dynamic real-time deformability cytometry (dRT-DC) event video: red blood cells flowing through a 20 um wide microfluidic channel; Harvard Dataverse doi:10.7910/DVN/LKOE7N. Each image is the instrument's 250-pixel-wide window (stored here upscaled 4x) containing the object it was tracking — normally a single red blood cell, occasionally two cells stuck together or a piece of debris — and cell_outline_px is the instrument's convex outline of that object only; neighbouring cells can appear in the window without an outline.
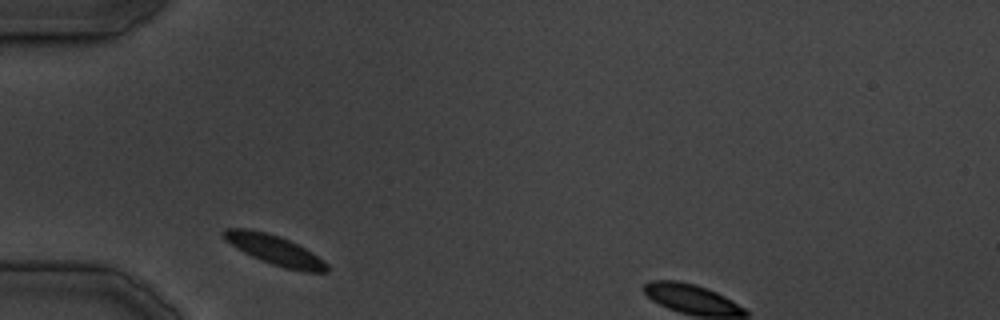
{"species": "common noctule bat (a hibernating species)", "species_latin": "Nyctalus noctula", "temperature_condition": "cold", "stored_images_in_passage": 11, "camera_frame_rate_fps": 3000, "um_per_image_px": 0.085, "animal": {"sex": "male", "body_mass_g": 19.5, "forearm_length_mm": 54.6}, "frame": {"image": 1, "passage_image": 1, "time_ms": 0.0, "image_size_px": [1000, 320], "cell_outline_px": [[328, 272], [304, 272], [284, 268], [272, 264], [252, 256], [236, 248], [224, 240], [220, 232], [224, 228], [248, 228], [268, 232], [288, 240], [312, 252], [324, 260], [328, 264]], "centroid_in_image_um": [23.31, 21.24], "position_along_channel_um": 61.7, "area_um2": 17.98}}
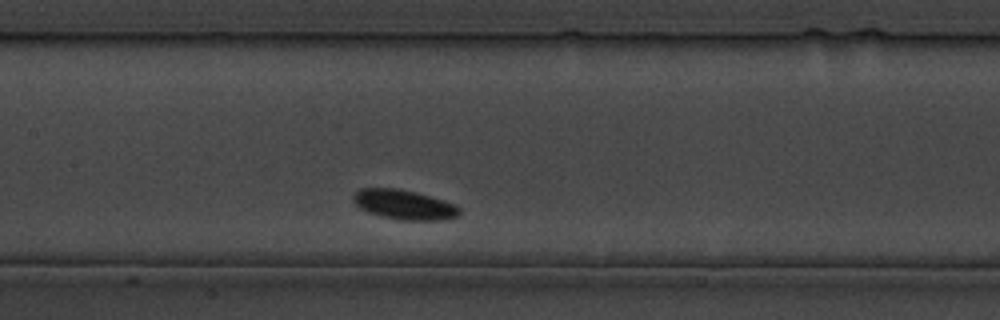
{"frame": {"image": 2, "passage_image": 8, "time_ms": 9.0, "image_size_px": [1000, 320], "cell_outline_px": [[460, 216], [444, 220], [400, 220], [380, 216], [368, 212], [360, 208], [352, 200], [352, 196], [360, 188], [396, 188], [416, 192], [452, 204], [460, 208]], "centroid_in_image_um": [34.32, 17.4], "position_along_channel_um": 173.1, "area_um2": 18.26}}